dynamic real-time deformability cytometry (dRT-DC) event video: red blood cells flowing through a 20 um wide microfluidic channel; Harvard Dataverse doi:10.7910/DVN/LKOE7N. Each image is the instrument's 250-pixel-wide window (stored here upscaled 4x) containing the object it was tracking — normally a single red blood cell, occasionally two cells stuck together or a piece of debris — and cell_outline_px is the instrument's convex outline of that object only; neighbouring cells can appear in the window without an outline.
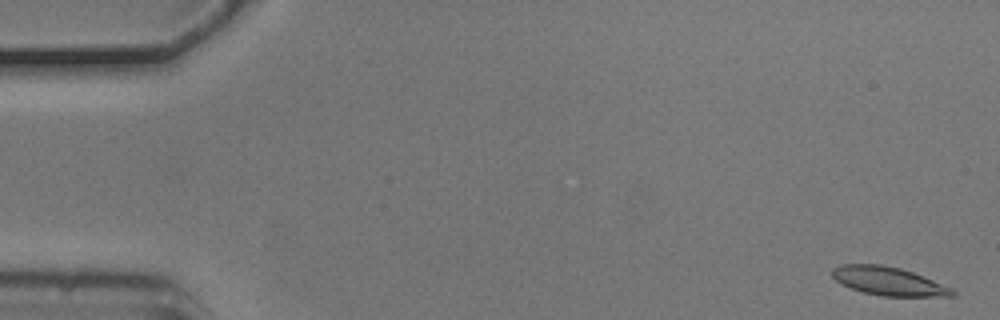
{"species": "common noctule bat (a hibernating species)", "species_latin": "Nyctalus noctula", "temperature_condition": "cold", "stored_images_in_passage": 5, "camera_frame_rate_fps": 3000, "um_per_image_px": 0.085, "animal": {"sex": "male", "body_mass_g": 20.5, "forearm_length_mm": 52.5}, "frame": {"image": 1, "passage_image": 1, "time_ms": 0.0, "image_size_px": [1000, 320], "cell_outline_px": [[956, 296], [880, 296], [864, 292], [840, 284], [832, 276], [832, 268], [840, 264], [880, 264], [900, 268], [912, 272], [952, 288], [956, 292]], "centroid_in_image_um": [75.5, 23.89], "position_along_channel_um": 9.5, "area_um2": 19.83}}
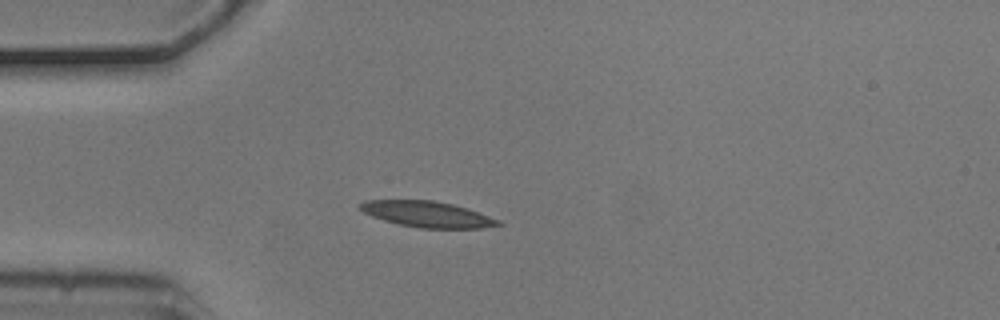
{"frame": {"image": 2, "passage_image": 4, "time_ms": 1.0, "image_size_px": [1000, 320], "cell_outline_px": [[504, 224], [480, 228], [420, 228], [400, 224], [384, 220], [372, 216], [364, 212], [360, 208], [360, 204], [364, 200], [432, 200], [452, 204], [468, 208], [500, 220]], "centroid_in_image_um": [36.35, 18.2], "position_along_channel_um": 48.7, "area_um2": 20.69}}